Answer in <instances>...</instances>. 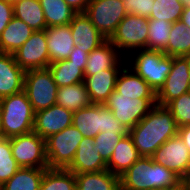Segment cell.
I'll use <instances>...</instances> for the list:
<instances>
[{
    "instance_id": "obj_1",
    "label": "cell",
    "mask_w": 190,
    "mask_h": 190,
    "mask_svg": "<svg viewBox=\"0 0 190 190\" xmlns=\"http://www.w3.org/2000/svg\"><path fill=\"white\" fill-rule=\"evenodd\" d=\"M138 154L151 157L167 140L178 135V126L171 112L155 105L150 112L129 130Z\"/></svg>"
},
{
    "instance_id": "obj_21",
    "label": "cell",
    "mask_w": 190,
    "mask_h": 190,
    "mask_svg": "<svg viewBox=\"0 0 190 190\" xmlns=\"http://www.w3.org/2000/svg\"><path fill=\"white\" fill-rule=\"evenodd\" d=\"M132 69L122 68L118 75L115 90L120 96L132 99H157V93L153 88Z\"/></svg>"
},
{
    "instance_id": "obj_28",
    "label": "cell",
    "mask_w": 190,
    "mask_h": 190,
    "mask_svg": "<svg viewBox=\"0 0 190 190\" xmlns=\"http://www.w3.org/2000/svg\"><path fill=\"white\" fill-rule=\"evenodd\" d=\"M14 17L24 21L33 31L47 28L39 0H23L13 4Z\"/></svg>"
},
{
    "instance_id": "obj_25",
    "label": "cell",
    "mask_w": 190,
    "mask_h": 190,
    "mask_svg": "<svg viewBox=\"0 0 190 190\" xmlns=\"http://www.w3.org/2000/svg\"><path fill=\"white\" fill-rule=\"evenodd\" d=\"M56 104L75 112L93 104L84 82L59 87L57 91Z\"/></svg>"
},
{
    "instance_id": "obj_35",
    "label": "cell",
    "mask_w": 190,
    "mask_h": 190,
    "mask_svg": "<svg viewBox=\"0 0 190 190\" xmlns=\"http://www.w3.org/2000/svg\"><path fill=\"white\" fill-rule=\"evenodd\" d=\"M20 168L12 155L10 139L0 137V186Z\"/></svg>"
},
{
    "instance_id": "obj_36",
    "label": "cell",
    "mask_w": 190,
    "mask_h": 190,
    "mask_svg": "<svg viewBox=\"0 0 190 190\" xmlns=\"http://www.w3.org/2000/svg\"><path fill=\"white\" fill-rule=\"evenodd\" d=\"M165 107L173 115L178 128L190 125V92L173 99Z\"/></svg>"
},
{
    "instance_id": "obj_43",
    "label": "cell",
    "mask_w": 190,
    "mask_h": 190,
    "mask_svg": "<svg viewBox=\"0 0 190 190\" xmlns=\"http://www.w3.org/2000/svg\"><path fill=\"white\" fill-rule=\"evenodd\" d=\"M180 22H182L187 28H190V6H185Z\"/></svg>"
},
{
    "instance_id": "obj_47",
    "label": "cell",
    "mask_w": 190,
    "mask_h": 190,
    "mask_svg": "<svg viewBox=\"0 0 190 190\" xmlns=\"http://www.w3.org/2000/svg\"><path fill=\"white\" fill-rule=\"evenodd\" d=\"M1 113H2V102H1V98H0V121H1Z\"/></svg>"
},
{
    "instance_id": "obj_4",
    "label": "cell",
    "mask_w": 190,
    "mask_h": 190,
    "mask_svg": "<svg viewBox=\"0 0 190 190\" xmlns=\"http://www.w3.org/2000/svg\"><path fill=\"white\" fill-rule=\"evenodd\" d=\"M72 125L86 138H94L99 132H113L123 137L129 134L123 124L104 104H95L73 112Z\"/></svg>"
},
{
    "instance_id": "obj_2",
    "label": "cell",
    "mask_w": 190,
    "mask_h": 190,
    "mask_svg": "<svg viewBox=\"0 0 190 190\" xmlns=\"http://www.w3.org/2000/svg\"><path fill=\"white\" fill-rule=\"evenodd\" d=\"M181 178L172 170L155 163L151 157L141 156L120 176V190H177Z\"/></svg>"
},
{
    "instance_id": "obj_41",
    "label": "cell",
    "mask_w": 190,
    "mask_h": 190,
    "mask_svg": "<svg viewBox=\"0 0 190 190\" xmlns=\"http://www.w3.org/2000/svg\"><path fill=\"white\" fill-rule=\"evenodd\" d=\"M75 12L84 13L91 0H64Z\"/></svg>"
},
{
    "instance_id": "obj_3",
    "label": "cell",
    "mask_w": 190,
    "mask_h": 190,
    "mask_svg": "<svg viewBox=\"0 0 190 190\" xmlns=\"http://www.w3.org/2000/svg\"><path fill=\"white\" fill-rule=\"evenodd\" d=\"M1 102L0 137L33 132L35 112L24 90L1 98Z\"/></svg>"
},
{
    "instance_id": "obj_13",
    "label": "cell",
    "mask_w": 190,
    "mask_h": 190,
    "mask_svg": "<svg viewBox=\"0 0 190 190\" xmlns=\"http://www.w3.org/2000/svg\"><path fill=\"white\" fill-rule=\"evenodd\" d=\"M16 63L26 72L50 65L45 30L34 31L30 38L13 53Z\"/></svg>"
},
{
    "instance_id": "obj_10",
    "label": "cell",
    "mask_w": 190,
    "mask_h": 190,
    "mask_svg": "<svg viewBox=\"0 0 190 190\" xmlns=\"http://www.w3.org/2000/svg\"><path fill=\"white\" fill-rule=\"evenodd\" d=\"M157 104V99H132L114 90L104 105L127 129L137 125Z\"/></svg>"
},
{
    "instance_id": "obj_31",
    "label": "cell",
    "mask_w": 190,
    "mask_h": 190,
    "mask_svg": "<svg viewBox=\"0 0 190 190\" xmlns=\"http://www.w3.org/2000/svg\"><path fill=\"white\" fill-rule=\"evenodd\" d=\"M166 55L172 57L190 56V28H187L182 22L172 23L169 35Z\"/></svg>"
},
{
    "instance_id": "obj_7",
    "label": "cell",
    "mask_w": 190,
    "mask_h": 190,
    "mask_svg": "<svg viewBox=\"0 0 190 190\" xmlns=\"http://www.w3.org/2000/svg\"><path fill=\"white\" fill-rule=\"evenodd\" d=\"M83 135L73 125L45 139L48 168L66 169L73 161Z\"/></svg>"
},
{
    "instance_id": "obj_42",
    "label": "cell",
    "mask_w": 190,
    "mask_h": 190,
    "mask_svg": "<svg viewBox=\"0 0 190 190\" xmlns=\"http://www.w3.org/2000/svg\"><path fill=\"white\" fill-rule=\"evenodd\" d=\"M178 136L183 140L190 151V125L178 128Z\"/></svg>"
},
{
    "instance_id": "obj_9",
    "label": "cell",
    "mask_w": 190,
    "mask_h": 190,
    "mask_svg": "<svg viewBox=\"0 0 190 190\" xmlns=\"http://www.w3.org/2000/svg\"><path fill=\"white\" fill-rule=\"evenodd\" d=\"M12 155L20 167L48 168L45 139L37 133L10 137Z\"/></svg>"
},
{
    "instance_id": "obj_26",
    "label": "cell",
    "mask_w": 190,
    "mask_h": 190,
    "mask_svg": "<svg viewBox=\"0 0 190 190\" xmlns=\"http://www.w3.org/2000/svg\"><path fill=\"white\" fill-rule=\"evenodd\" d=\"M76 190H120V177L108 169L75 174Z\"/></svg>"
},
{
    "instance_id": "obj_30",
    "label": "cell",
    "mask_w": 190,
    "mask_h": 190,
    "mask_svg": "<svg viewBox=\"0 0 190 190\" xmlns=\"http://www.w3.org/2000/svg\"><path fill=\"white\" fill-rule=\"evenodd\" d=\"M47 27L70 24L77 14L64 0H39Z\"/></svg>"
},
{
    "instance_id": "obj_33",
    "label": "cell",
    "mask_w": 190,
    "mask_h": 190,
    "mask_svg": "<svg viewBox=\"0 0 190 190\" xmlns=\"http://www.w3.org/2000/svg\"><path fill=\"white\" fill-rule=\"evenodd\" d=\"M149 32L146 49L164 52L167 49L172 23L161 20H148Z\"/></svg>"
},
{
    "instance_id": "obj_18",
    "label": "cell",
    "mask_w": 190,
    "mask_h": 190,
    "mask_svg": "<svg viewBox=\"0 0 190 190\" xmlns=\"http://www.w3.org/2000/svg\"><path fill=\"white\" fill-rule=\"evenodd\" d=\"M25 71L16 63L13 54L0 52V98L24 90Z\"/></svg>"
},
{
    "instance_id": "obj_38",
    "label": "cell",
    "mask_w": 190,
    "mask_h": 190,
    "mask_svg": "<svg viewBox=\"0 0 190 190\" xmlns=\"http://www.w3.org/2000/svg\"><path fill=\"white\" fill-rule=\"evenodd\" d=\"M127 14L142 16L149 19L154 0H122Z\"/></svg>"
},
{
    "instance_id": "obj_6",
    "label": "cell",
    "mask_w": 190,
    "mask_h": 190,
    "mask_svg": "<svg viewBox=\"0 0 190 190\" xmlns=\"http://www.w3.org/2000/svg\"><path fill=\"white\" fill-rule=\"evenodd\" d=\"M58 88L48 67L25 72L24 91L35 113L56 104Z\"/></svg>"
},
{
    "instance_id": "obj_19",
    "label": "cell",
    "mask_w": 190,
    "mask_h": 190,
    "mask_svg": "<svg viewBox=\"0 0 190 190\" xmlns=\"http://www.w3.org/2000/svg\"><path fill=\"white\" fill-rule=\"evenodd\" d=\"M45 33L50 64L67 59L75 47L70 24L47 27Z\"/></svg>"
},
{
    "instance_id": "obj_40",
    "label": "cell",
    "mask_w": 190,
    "mask_h": 190,
    "mask_svg": "<svg viewBox=\"0 0 190 190\" xmlns=\"http://www.w3.org/2000/svg\"><path fill=\"white\" fill-rule=\"evenodd\" d=\"M89 53L74 47L73 51L69 54L68 60L75 64H81V69L84 71L87 64Z\"/></svg>"
},
{
    "instance_id": "obj_46",
    "label": "cell",
    "mask_w": 190,
    "mask_h": 190,
    "mask_svg": "<svg viewBox=\"0 0 190 190\" xmlns=\"http://www.w3.org/2000/svg\"><path fill=\"white\" fill-rule=\"evenodd\" d=\"M185 6H190V0H182Z\"/></svg>"
},
{
    "instance_id": "obj_12",
    "label": "cell",
    "mask_w": 190,
    "mask_h": 190,
    "mask_svg": "<svg viewBox=\"0 0 190 190\" xmlns=\"http://www.w3.org/2000/svg\"><path fill=\"white\" fill-rule=\"evenodd\" d=\"M190 92L189 56L173 57V65L165 84L157 92V105L166 106L170 101Z\"/></svg>"
},
{
    "instance_id": "obj_34",
    "label": "cell",
    "mask_w": 190,
    "mask_h": 190,
    "mask_svg": "<svg viewBox=\"0 0 190 190\" xmlns=\"http://www.w3.org/2000/svg\"><path fill=\"white\" fill-rule=\"evenodd\" d=\"M185 4L182 0H154L153 9L148 20H161L174 23L180 21Z\"/></svg>"
},
{
    "instance_id": "obj_37",
    "label": "cell",
    "mask_w": 190,
    "mask_h": 190,
    "mask_svg": "<svg viewBox=\"0 0 190 190\" xmlns=\"http://www.w3.org/2000/svg\"><path fill=\"white\" fill-rule=\"evenodd\" d=\"M122 138L123 136L121 134L113 132H99L96 137H94V147H96L106 163L109 162L119 140Z\"/></svg>"
},
{
    "instance_id": "obj_32",
    "label": "cell",
    "mask_w": 190,
    "mask_h": 190,
    "mask_svg": "<svg viewBox=\"0 0 190 190\" xmlns=\"http://www.w3.org/2000/svg\"><path fill=\"white\" fill-rule=\"evenodd\" d=\"M39 190H76L75 174L64 168H48Z\"/></svg>"
},
{
    "instance_id": "obj_20",
    "label": "cell",
    "mask_w": 190,
    "mask_h": 190,
    "mask_svg": "<svg viewBox=\"0 0 190 190\" xmlns=\"http://www.w3.org/2000/svg\"><path fill=\"white\" fill-rule=\"evenodd\" d=\"M119 69H107L84 77L85 87L95 104H104L116 88Z\"/></svg>"
},
{
    "instance_id": "obj_8",
    "label": "cell",
    "mask_w": 190,
    "mask_h": 190,
    "mask_svg": "<svg viewBox=\"0 0 190 190\" xmlns=\"http://www.w3.org/2000/svg\"><path fill=\"white\" fill-rule=\"evenodd\" d=\"M84 14L103 37L109 40L127 12L122 0H91Z\"/></svg>"
},
{
    "instance_id": "obj_27",
    "label": "cell",
    "mask_w": 190,
    "mask_h": 190,
    "mask_svg": "<svg viewBox=\"0 0 190 190\" xmlns=\"http://www.w3.org/2000/svg\"><path fill=\"white\" fill-rule=\"evenodd\" d=\"M46 169L20 167L0 190H39Z\"/></svg>"
},
{
    "instance_id": "obj_17",
    "label": "cell",
    "mask_w": 190,
    "mask_h": 190,
    "mask_svg": "<svg viewBox=\"0 0 190 190\" xmlns=\"http://www.w3.org/2000/svg\"><path fill=\"white\" fill-rule=\"evenodd\" d=\"M66 169L74 174L99 172L107 169V163L94 147V138L84 137L82 139L73 161Z\"/></svg>"
},
{
    "instance_id": "obj_23",
    "label": "cell",
    "mask_w": 190,
    "mask_h": 190,
    "mask_svg": "<svg viewBox=\"0 0 190 190\" xmlns=\"http://www.w3.org/2000/svg\"><path fill=\"white\" fill-rule=\"evenodd\" d=\"M141 156L134 146L132 137L128 134L119 140L112 157L107 163V169L114 175H123Z\"/></svg>"
},
{
    "instance_id": "obj_22",
    "label": "cell",
    "mask_w": 190,
    "mask_h": 190,
    "mask_svg": "<svg viewBox=\"0 0 190 190\" xmlns=\"http://www.w3.org/2000/svg\"><path fill=\"white\" fill-rule=\"evenodd\" d=\"M117 47L106 40L98 48L91 51L87 58L85 76H92L107 69H119Z\"/></svg>"
},
{
    "instance_id": "obj_11",
    "label": "cell",
    "mask_w": 190,
    "mask_h": 190,
    "mask_svg": "<svg viewBox=\"0 0 190 190\" xmlns=\"http://www.w3.org/2000/svg\"><path fill=\"white\" fill-rule=\"evenodd\" d=\"M148 18L127 14L109 41L117 49H146L149 32Z\"/></svg>"
},
{
    "instance_id": "obj_44",
    "label": "cell",
    "mask_w": 190,
    "mask_h": 190,
    "mask_svg": "<svg viewBox=\"0 0 190 190\" xmlns=\"http://www.w3.org/2000/svg\"><path fill=\"white\" fill-rule=\"evenodd\" d=\"M181 188L183 190H190V171L181 178Z\"/></svg>"
},
{
    "instance_id": "obj_48",
    "label": "cell",
    "mask_w": 190,
    "mask_h": 190,
    "mask_svg": "<svg viewBox=\"0 0 190 190\" xmlns=\"http://www.w3.org/2000/svg\"><path fill=\"white\" fill-rule=\"evenodd\" d=\"M189 72H190V56H189Z\"/></svg>"
},
{
    "instance_id": "obj_45",
    "label": "cell",
    "mask_w": 190,
    "mask_h": 190,
    "mask_svg": "<svg viewBox=\"0 0 190 190\" xmlns=\"http://www.w3.org/2000/svg\"><path fill=\"white\" fill-rule=\"evenodd\" d=\"M4 1H7L13 5V4L20 2V1H23V0H4Z\"/></svg>"
},
{
    "instance_id": "obj_29",
    "label": "cell",
    "mask_w": 190,
    "mask_h": 190,
    "mask_svg": "<svg viewBox=\"0 0 190 190\" xmlns=\"http://www.w3.org/2000/svg\"><path fill=\"white\" fill-rule=\"evenodd\" d=\"M48 68L58 87L84 82L85 75L81 64H75L65 59L51 63Z\"/></svg>"
},
{
    "instance_id": "obj_24",
    "label": "cell",
    "mask_w": 190,
    "mask_h": 190,
    "mask_svg": "<svg viewBox=\"0 0 190 190\" xmlns=\"http://www.w3.org/2000/svg\"><path fill=\"white\" fill-rule=\"evenodd\" d=\"M34 31L22 20L13 17L0 34V52L15 53Z\"/></svg>"
},
{
    "instance_id": "obj_5",
    "label": "cell",
    "mask_w": 190,
    "mask_h": 190,
    "mask_svg": "<svg viewBox=\"0 0 190 190\" xmlns=\"http://www.w3.org/2000/svg\"><path fill=\"white\" fill-rule=\"evenodd\" d=\"M136 55L133 69L144 79L157 93L165 84V80L171 71L173 57L161 51L142 49Z\"/></svg>"
},
{
    "instance_id": "obj_39",
    "label": "cell",
    "mask_w": 190,
    "mask_h": 190,
    "mask_svg": "<svg viewBox=\"0 0 190 190\" xmlns=\"http://www.w3.org/2000/svg\"><path fill=\"white\" fill-rule=\"evenodd\" d=\"M13 5L7 1L0 0V34L13 19Z\"/></svg>"
},
{
    "instance_id": "obj_14",
    "label": "cell",
    "mask_w": 190,
    "mask_h": 190,
    "mask_svg": "<svg viewBox=\"0 0 190 190\" xmlns=\"http://www.w3.org/2000/svg\"><path fill=\"white\" fill-rule=\"evenodd\" d=\"M151 158L180 178L190 171V151L178 135L161 145Z\"/></svg>"
},
{
    "instance_id": "obj_16",
    "label": "cell",
    "mask_w": 190,
    "mask_h": 190,
    "mask_svg": "<svg viewBox=\"0 0 190 190\" xmlns=\"http://www.w3.org/2000/svg\"><path fill=\"white\" fill-rule=\"evenodd\" d=\"M76 48L90 53L106 41L84 13H77L70 23Z\"/></svg>"
},
{
    "instance_id": "obj_15",
    "label": "cell",
    "mask_w": 190,
    "mask_h": 190,
    "mask_svg": "<svg viewBox=\"0 0 190 190\" xmlns=\"http://www.w3.org/2000/svg\"><path fill=\"white\" fill-rule=\"evenodd\" d=\"M72 121L73 112L55 104L35 113L33 132L41 138L47 139L72 125Z\"/></svg>"
}]
</instances>
